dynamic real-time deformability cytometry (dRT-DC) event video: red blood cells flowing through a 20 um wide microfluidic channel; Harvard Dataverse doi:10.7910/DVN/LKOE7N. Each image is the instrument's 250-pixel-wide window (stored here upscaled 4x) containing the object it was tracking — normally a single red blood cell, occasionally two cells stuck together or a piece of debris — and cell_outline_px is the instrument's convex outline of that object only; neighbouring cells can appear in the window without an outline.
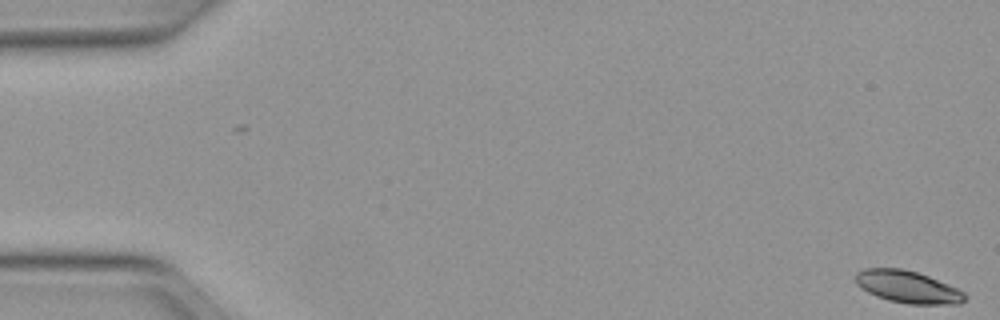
{"species": "Egyptian fruit bat (a non-hibernating species)", "species_latin": "Rousettus aegyptiacus", "temperature_condition": "warm", "stored_images_in_passage": 52, "camera_frame_rate_fps": 3000, "um_per_image_px": 0.085, "animal": {"sex": "female"}, "frame": {"image": 1, "passage_image": 1, "time_ms": 0.0, "image_size_px": [1000, 320], "cell_outline_px": [[968, 296], [960, 304], [908, 304], [888, 300], [876, 296], [860, 288], [856, 284], [856, 272], [864, 268], [900, 268], [916, 272], [928, 276], [956, 288], [964, 292]], "centroid_in_image_um": [77.14, 24.39], "position_along_channel_um": 7.9, "area_um2": 20.46}}
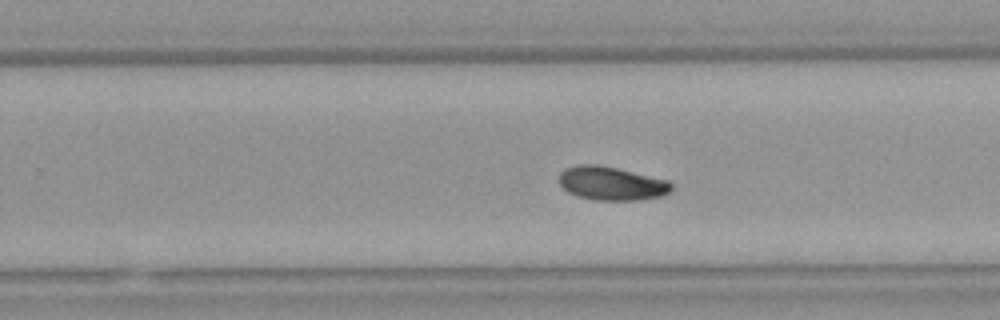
{"frame": {"image": 2, "passage_image": 33, "time_ms": 10.667, "image_size_px": [1000, 320], "cell_outline_px": [[672, 188], [668, 192], [660, 196], [640, 200], [592, 200], [576, 196], [568, 192], [556, 180], [560, 172], [564, 168], [576, 164], [596, 164], [616, 168], [668, 180], [672, 184]], "centroid_in_image_um": [51.9, 15.59], "position_along_channel_um": 277.9, "area_um2": 22.2}}
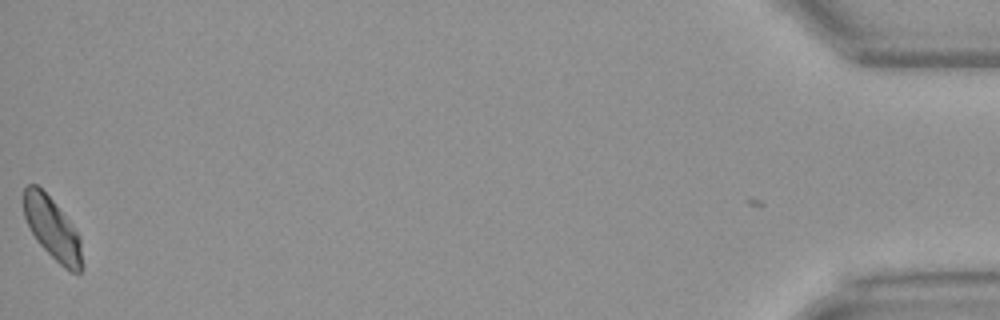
{"frame": {"image": 3, "passage_image": 52, "time_ms": 17.0, "image_size_px": [1000, 320], "cell_outline_px": [[84, 268], [80, 272], [72, 272], [64, 268], [36, 240], [24, 216], [20, 200], [24, 188], [28, 184], [36, 184], [52, 200], [80, 236]], "centroid_in_image_um": [4.43, 19.42], "position_along_channel_um": 430.8, "area_um2": 21.1}, "authors_computed_cell_mechanics": {"area_um2": 21.2704, "velocity_mm_per_s": 3.9702, "shape_relaxation_time_tau1_ms": 4.8995, "shape_relaxation_time_tau2_ms": null, "deformation_change_tau1": 0.1109, "deformation_change_tau2": null}}